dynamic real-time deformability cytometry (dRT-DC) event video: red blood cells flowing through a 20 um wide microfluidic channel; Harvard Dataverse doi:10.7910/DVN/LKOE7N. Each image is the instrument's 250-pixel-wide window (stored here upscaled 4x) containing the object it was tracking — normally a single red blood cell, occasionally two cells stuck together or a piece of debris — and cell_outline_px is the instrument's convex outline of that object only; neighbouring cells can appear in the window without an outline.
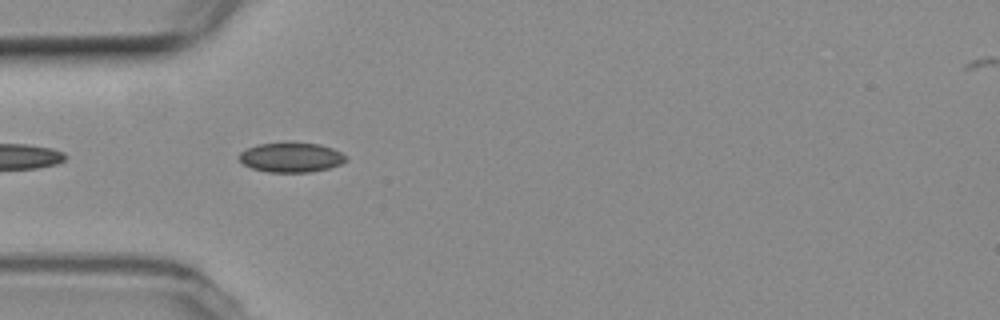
{"species": "common noctule bat (a hibernating species)", "species_latin": "Nyctalus noctula", "temperature_condition": "room temperature", "stored_images_in_passage": 18, "camera_frame_rate_fps": 3000, "um_per_image_px": 0.085, "animal": {"sex": "female", "body_mass_g": 19.3, "forearm_length_mm": 54.1}, "frame": {"image": 1, "passage_image": 3, "time_ms": 0.667, "image_size_px": [1000, 320], "cell_outline_px": [[348, 160], [340, 164], [328, 168], [308, 172], [268, 172], [252, 168], [244, 164], [236, 156], [240, 152], [248, 148], [260, 144], [320, 144], [332, 148], [348, 156]], "centroid_in_image_um": [24.76, 13.4], "position_along_channel_um": 60.2, "area_um2": 18.09}}
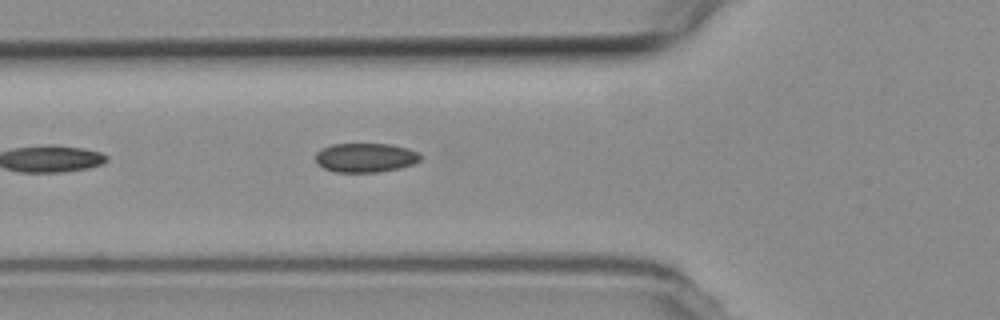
{"frame": {"image": 2, "passage_image": 6, "time_ms": 1.667, "image_size_px": [1000, 320], "cell_outline_px": [[420, 160], [412, 164], [400, 168], [380, 172], [336, 172], [324, 168], [316, 164], [316, 152], [332, 144], [392, 144], [408, 148], [420, 152]], "centroid_in_image_um": [31.08, 13.4], "position_along_channel_um": 94.7, "area_um2": 17.92}}